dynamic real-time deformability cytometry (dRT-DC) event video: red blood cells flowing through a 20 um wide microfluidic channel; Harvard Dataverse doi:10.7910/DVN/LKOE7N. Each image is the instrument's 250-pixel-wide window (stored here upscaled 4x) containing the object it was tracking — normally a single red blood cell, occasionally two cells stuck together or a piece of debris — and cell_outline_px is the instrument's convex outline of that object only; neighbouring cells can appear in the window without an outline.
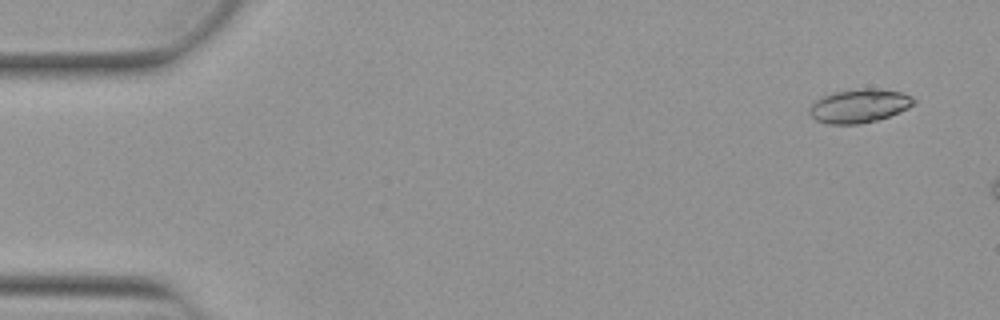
{"species": "Egyptian fruit bat (a non-hibernating species)", "species_latin": "Rousettus aegyptiacus", "temperature_condition": "warm", "stored_images_in_passage": 7, "camera_frame_rate_fps": 3000, "um_per_image_px": 0.085, "animal": {"sex": "female"}, "frame": {"image": 1, "passage_image": 1, "time_ms": 0.0, "image_size_px": [1000, 320], "cell_outline_px": [[916, 104], [900, 112], [876, 120], [860, 124], [828, 124], [816, 120], [808, 112], [808, 108], [816, 100], [832, 92], [864, 88], [876, 88], [900, 92], [912, 96], [916, 100]], "centroid_in_image_um": [73.05, 9.0], "position_along_channel_um": 12.0, "area_um2": 20.52}}